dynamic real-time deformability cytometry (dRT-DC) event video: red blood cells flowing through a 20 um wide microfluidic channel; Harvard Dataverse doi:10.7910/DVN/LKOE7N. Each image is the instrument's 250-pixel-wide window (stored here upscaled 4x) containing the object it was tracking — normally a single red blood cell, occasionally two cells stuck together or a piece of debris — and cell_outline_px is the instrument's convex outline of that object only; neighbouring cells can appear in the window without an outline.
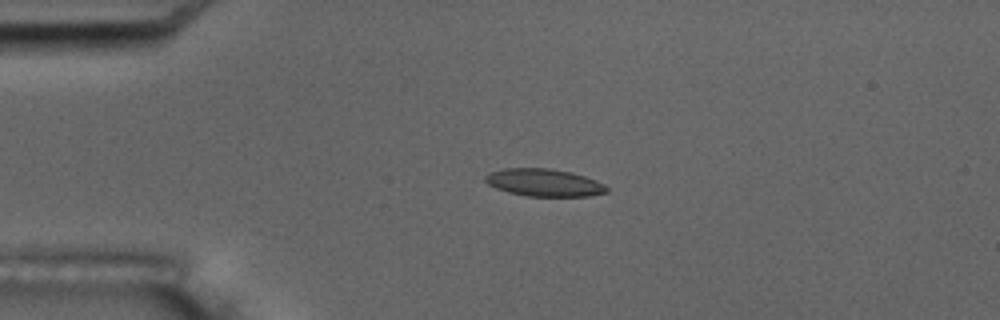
{"species": "common noctule bat (a hibernating species)", "species_latin": "Nyctalus noctula", "temperature_condition": "room temperature", "stored_images_in_passage": 4, "camera_frame_rate_fps": 3000, "um_per_image_px": 0.085, "animal": {"sex": "male", "body_mass_g": 17.5, "forearm_length_mm": 52.3}, "frame": {"image": 1, "passage_image": 3, "time_ms": 2.333, "image_size_px": [1000, 320], "cell_outline_px": [[608, 192], [588, 196], [528, 196], [508, 192], [496, 188], [488, 184], [484, 180], [484, 176], [488, 172], [504, 168], [548, 168], [572, 172], [596, 180], [604, 184], [608, 188]], "centroid_in_image_um": [46.23, 15.51], "position_along_channel_um": 38.8, "area_um2": 19.54}}